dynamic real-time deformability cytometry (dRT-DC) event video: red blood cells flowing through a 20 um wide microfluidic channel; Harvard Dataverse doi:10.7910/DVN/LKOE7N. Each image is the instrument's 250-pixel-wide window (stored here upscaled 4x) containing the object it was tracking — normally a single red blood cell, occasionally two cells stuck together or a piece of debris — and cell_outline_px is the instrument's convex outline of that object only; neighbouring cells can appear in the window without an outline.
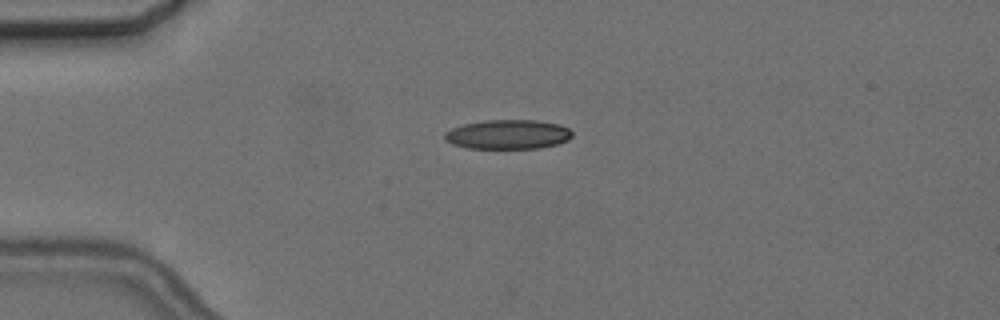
{"species": "common noctule bat (a hibernating species)", "species_latin": "Nyctalus noctula", "temperature_condition": "cold", "stored_images_in_passage": 3, "camera_frame_rate_fps": 3000, "um_per_image_px": 0.085, "animal": {"sex": "female", "body_mass_g": 24.6, "forearm_length_mm": 56.2}, "frame": {"image": 1, "passage_image": 1, "time_ms": 0.0, "image_size_px": [1000, 320], "cell_outline_px": [[572, 136], [568, 140], [556, 144], [540, 148], [468, 148], [452, 144], [444, 140], [444, 132], [452, 128], [464, 124], [484, 120], [536, 120], [560, 124], [568, 128], [572, 132]], "centroid_in_image_um": [43.16, 11.42], "position_along_channel_um": 41.8, "area_um2": 21.91}}
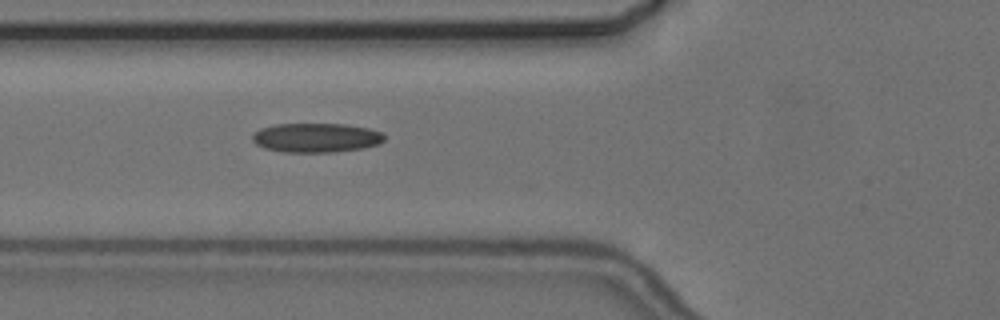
{"frame": {"image": 2, "passage_image": 3, "time_ms": 2.333, "image_size_px": [1000, 320], "cell_outline_px": [[384, 140], [376, 144], [364, 148], [332, 152], [284, 152], [264, 148], [256, 144], [252, 140], [252, 136], [260, 128], [276, 124], [344, 124], [368, 128], [384, 132]], "centroid_in_image_um": [26.87, 11.7], "position_along_channel_um": 98.9, "area_um2": 22.48}}